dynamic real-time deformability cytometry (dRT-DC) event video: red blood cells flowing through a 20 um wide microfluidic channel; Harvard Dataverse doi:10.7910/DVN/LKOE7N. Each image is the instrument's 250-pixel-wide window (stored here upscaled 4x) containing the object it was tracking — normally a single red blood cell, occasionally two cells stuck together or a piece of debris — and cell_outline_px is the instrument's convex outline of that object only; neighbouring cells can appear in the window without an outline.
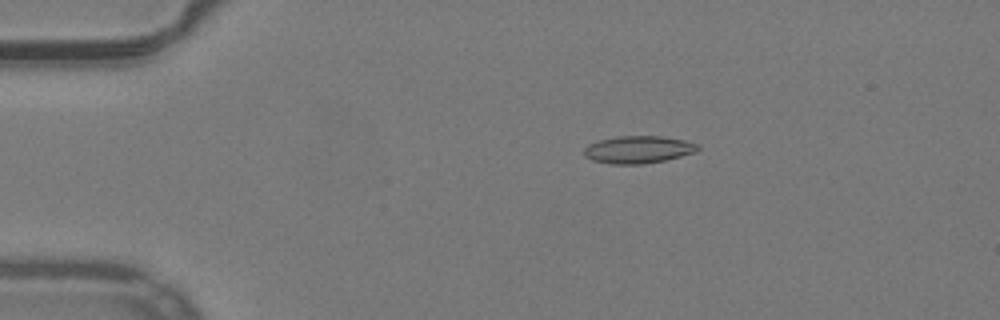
{"species": "common noctule bat (a hibernating species)", "species_latin": "Nyctalus noctula", "temperature_condition": "warm", "stored_images_in_passage": 53, "camera_frame_rate_fps": 3000, "um_per_image_px": 0.085, "animal": {"sex": "male", "body_mass_g": 19.2, "forearm_length_mm": 51.8}, "frame": {"image": 1, "passage_image": 11, "time_ms": 3.333, "image_size_px": [1000, 320], "cell_outline_px": [[700, 148], [696, 152], [664, 160], [644, 164], [612, 164], [592, 160], [584, 156], [584, 148], [588, 144], [600, 140], [616, 136], [664, 136], [684, 140], [700, 144]], "centroid_in_image_um": [54.26, 12.71], "position_along_channel_um": 30.7, "area_um2": 18.26}}
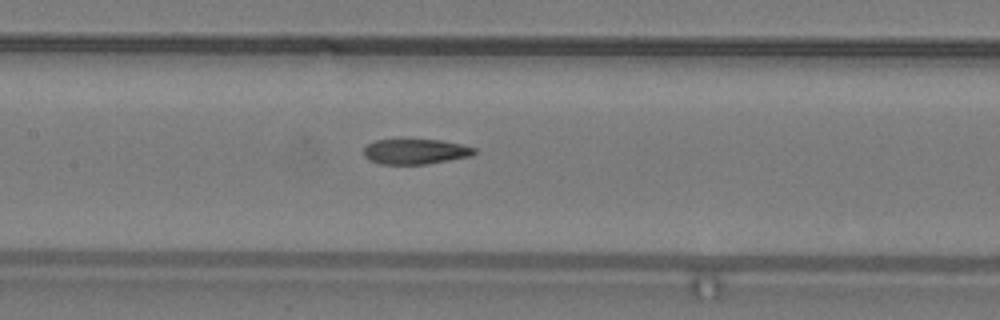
{"frame": {"image": 2, "passage_image": 26, "time_ms": 8.333, "image_size_px": [1000, 320], "cell_outline_px": [[476, 152], [472, 156], [424, 164], [380, 164], [368, 160], [364, 156], [364, 148], [368, 144], [376, 140], [440, 140], [460, 144], [476, 148]], "centroid_in_image_um": [35.3, 12.89], "position_along_channel_um": 172.1, "area_um2": 16.13}}
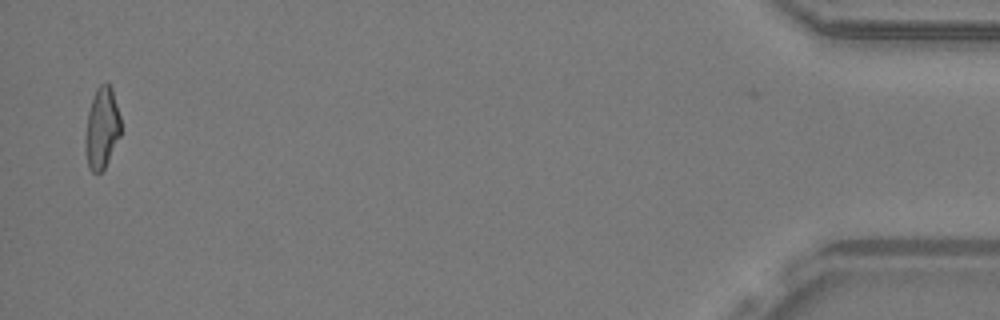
{"frame": {"image": 3, "passage_image": 52, "time_ms": 17.0, "image_size_px": [1000, 320], "cell_outline_px": [[120, 136], [104, 168], [100, 172], [92, 172], [88, 168], [84, 148], [84, 140], [88, 112], [96, 88], [104, 80], [112, 88], [120, 116]], "centroid_in_image_um": [8.64, 10.88], "position_along_channel_um": 426.6, "area_um2": 16.88}, "authors_computed_cell_mechanics": {"area_um2": 17.3978, "velocity_mm_per_s": 3.9853, "shape_relaxation_time_tau1_ms": null, "shape_relaxation_time_tau2_ms": 3.1268, "deformation_change_tau1": null, "deformation_change_tau2": 0.0997}}